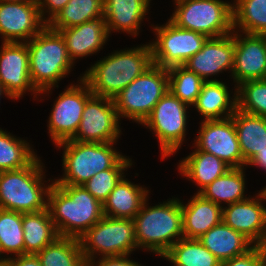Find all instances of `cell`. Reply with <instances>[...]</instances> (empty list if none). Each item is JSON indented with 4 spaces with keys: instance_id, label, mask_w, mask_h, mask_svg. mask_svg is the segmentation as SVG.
I'll return each instance as SVG.
<instances>
[{
    "instance_id": "cell-46",
    "label": "cell",
    "mask_w": 266,
    "mask_h": 266,
    "mask_svg": "<svg viewBox=\"0 0 266 266\" xmlns=\"http://www.w3.org/2000/svg\"><path fill=\"white\" fill-rule=\"evenodd\" d=\"M2 95H5L6 97L10 98V97L8 96V94L5 92V90H4L3 86H2V84L0 83V98H1Z\"/></svg>"
},
{
    "instance_id": "cell-24",
    "label": "cell",
    "mask_w": 266,
    "mask_h": 266,
    "mask_svg": "<svg viewBox=\"0 0 266 266\" xmlns=\"http://www.w3.org/2000/svg\"><path fill=\"white\" fill-rule=\"evenodd\" d=\"M149 190L122 178L103 203V214L111 218L134 219L147 199Z\"/></svg>"
},
{
    "instance_id": "cell-9",
    "label": "cell",
    "mask_w": 266,
    "mask_h": 266,
    "mask_svg": "<svg viewBox=\"0 0 266 266\" xmlns=\"http://www.w3.org/2000/svg\"><path fill=\"white\" fill-rule=\"evenodd\" d=\"M81 250L88 263L98 254L100 257L131 255L136 250L133 219L103 216L84 235L79 238Z\"/></svg>"
},
{
    "instance_id": "cell-32",
    "label": "cell",
    "mask_w": 266,
    "mask_h": 266,
    "mask_svg": "<svg viewBox=\"0 0 266 266\" xmlns=\"http://www.w3.org/2000/svg\"><path fill=\"white\" fill-rule=\"evenodd\" d=\"M103 15V0H69L47 25L51 29L71 28Z\"/></svg>"
},
{
    "instance_id": "cell-29",
    "label": "cell",
    "mask_w": 266,
    "mask_h": 266,
    "mask_svg": "<svg viewBox=\"0 0 266 266\" xmlns=\"http://www.w3.org/2000/svg\"><path fill=\"white\" fill-rule=\"evenodd\" d=\"M244 167L230 168L224 175L215 179L199 194L221 206L222 201L227 205L248 199L245 192Z\"/></svg>"
},
{
    "instance_id": "cell-33",
    "label": "cell",
    "mask_w": 266,
    "mask_h": 266,
    "mask_svg": "<svg viewBox=\"0 0 266 266\" xmlns=\"http://www.w3.org/2000/svg\"><path fill=\"white\" fill-rule=\"evenodd\" d=\"M36 157L26 140L0 128V172L25 168Z\"/></svg>"
},
{
    "instance_id": "cell-26",
    "label": "cell",
    "mask_w": 266,
    "mask_h": 266,
    "mask_svg": "<svg viewBox=\"0 0 266 266\" xmlns=\"http://www.w3.org/2000/svg\"><path fill=\"white\" fill-rule=\"evenodd\" d=\"M230 168L213 154L197 149L178 164L180 175L182 174L199 186L198 193L215 179L224 175Z\"/></svg>"
},
{
    "instance_id": "cell-1",
    "label": "cell",
    "mask_w": 266,
    "mask_h": 266,
    "mask_svg": "<svg viewBox=\"0 0 266 266\" xmlns=\"http://www.w3.org/2000/svg\"><path fill=\"white\" fill-rule=\"evenodd\" d=\"M47 208L58 235L76 239L104 216L103 204L83 185H58L53 181Z\"/></svg>"
},
{
    "instance_id": "cell-34",
    "label": "cell",
    "mask_w": 266,
    "mask_h": 266,
    "mask_svg": "<svg viewBox=\"0 0 266 266\" xmlns=\"http://www.w3.org/2000/svg\"><path fill=\"white\" fill-rule=\"evenodd\" d=\"M185 266H220L217 259L198 239L181 238L167 252Z\"/></svg>"
},
{
    "instance_id": "cell-21",
    "label": "cell",
    "mask_w": 266,
    "mask_h": 266,
    "mask_svg": "<svg viewBox=\"0 0 266 266\" xmlns=\"http://www.w3.org/2000/svg\"><path fill=\"white\" fill-rule=\"evenodd\" d=\"M184 238L199 239L222 222V209L211 200L196 193L187 204L180 201Z\"/></svg>"
},
{
    "instance_id": "cell-11",
    "label": "cell",
    "mask_w": 266,
    "mask_h": 266,
    "mask_svg": "<svg viewBox=\"0 0 266 266\" xmlns=\"http://www.w3.org/2000/svg\"><path fill=\"white\" fill-rule=\"evenodd\" d=\"M152 29L156 32V40L150 43L153 64L166 69L184 65L208 39L202 33L177 27L169 19Z\"/></svg>"
},
{
    "instance_id": "cell-36",
    "label": "cell",
    "mask_w": 266,
    "mask_h": 266,
    "mask_svg": "<svg viewBox=\"0 0 266 266\" xmlns=\"http://www.w3.org/2000/svg\"><path fill=\"white\" fill-rule=\"evenodd\" d=\"M0 251L11 256L24 254L22 213L0 209Z\"/></svg>"
},
{
    "instance_id": "cell-39",
    "label": "cell",
    "mask_w": 266,
    "mask_h": 266,
    "mask_svg": "<svg viewBox=\"0 0 266 266\" xmlns=\"http://www.w3.org/2000/svg\"><path fill=\"white\" fill-rule=\"evenodd\" d=\"M266 262V246L254 245L245 254L221 262L220 266H263Z\"/></svg>"
},
{
    "instance_id": "cell-43",
    "label": "cell",
    "mask_w": 266,
    "mask_h": 266,
    "mask_svg": "<svg viewBox=\"0 0 266 266\" xmlns=\"http://www.w3.org/2000/svg\"><path fill=\"white\" fill-rule=\"evenodd\" d=\"M256 166L261 167L266 170V150L258 152L247 164L246 166Z\"/></svg>"
},
{
    "instance_id": "cell-10",
    "label": "cell",
    "mask_w": 266,
    "mask_h": 266,
    "mask_svg": "<svg viewBox=\"0 0 266 266\" xmlns=\"http://www.w3.org/2000/svg\"><path fill=\"white\" fill-rule=\"evenodd\" d=\"M188 108L187 104L168 91L141 124L156 135L162 159L177 153L182 142H185Z\"/></svg>"
},
{
    "instance_id": "cell-3",
    "label": "cell",
    "mask_w": 266,
    "mask_h": 266,
    "mask_svg": "<svg viewBox=\"0 0 266 266\" xmlns=\"http://www.w3.org/2000/svg\"><path fill=\"white\" fill-rule=\"evenodd\" d=\"M147 200L133 219L137 247L161 256L184 237L180 199L155 206H148Z\"/></svg>"
},
{
    "instance_id": "cell-13",
    "label": "cell",
    "mask_w": 266,
    "mask_h": 266,
    "mask_svg": "<svg viewBox=\"0 0 266 266\" xmlns=\"http://www.w3.org/2000/svg\"><path fill=\"white\" fill-rule=\"evenodd\" d=\"M113 99L93 95L82 113L81 123L70 139L77 142H117L121 130Z\"/></svg>"
},
{
    "instance_id": "cell-6",
    "label": "cell",
    "mask_w": 266,
    "mask_h": 266,
    "mask_svg": "<svg viewBox=\"0 0 266 266\" xmlns=\"http://www.w3.org/2000/svg\"><path fill=\"white\" fill-rule=\"evenodd\" d=\"M116 142H77L66 140L56 144L63 148V177L53 180L58 185H83L94 174L111 169L123 154L114 148Z\"/></svg>"
},
{
    "instance_id": "cell-30",
    "label": "cell",
    "mask_w": 266,
    "mask_h": 266,
    "mask_svg": "<svg viewBox=\"0 0 266 266\" xmlns=\"http://www.w3.org/2000/svg\"><path fill=\"white\" fill-rule=\"evenodd\" d=\"M42 266H87L79 239L58 236L37 253Z\"/></svg>"
},
{
    "instance_id": "cell-4",
    "label": "cell",
    "mask_w": 266,
    "mask_h": 266,
    "mask_svg": "<svg viewBox=\"0 0 266 266\" xmlns=\"http://www.w3.org/2000/svg\"><path fill=\"white\" fill-rule=\"evenodd\" d=\"M29 52V74L31 83L39 92L51 94L53 87L68 76L74 67L66 43L59 31L46 25L30 41H27Z\"/></svg>"
},
{
    "instance_id": "cell-40",
    "label": "cell",
    "mask_w": 266,
    "mask_h": 266,
    "mask_svg": "<svg viewBox=\"0 0 266 266\" xmlns=\"http://www.w3.org/2000/svg\"><path fill=\"white\" fill-rule=\"evenodd\" d=\"M69 2V0H38L37 5L40 10L42 19L50 22ZM48 13V17H45Z\"/></svg>"
},
{
    "instance_id": "cell-25",
    "label": "cell",
    "mask_w": 266,
    "mask_h": 266,
    "mask_svg": "<svg viewBox=\"0 0 266 266\" xmlns=\"http://www.w3.org/2000/svg\"><path fill=\"white\" fill-rule=\"evenodd\" d=\"M221 262L245 254L254 244L221 222L198 239Z\"/></svg>"
},
{
    "instance_id": "cell-42",
    "label": "cell",
    "mask_w": 266,
    "mask_h": 266,
    "mask_svg": "<svg viewBox=\"0 0 266 266\" xmlns=\"http://www.w3.org/2000/svg\"><path fill=\"white\" fill-rule=\"evenodd\" d=\"M4 266H42L37 254H22L14 258L7 256Z\"/></svg>"
},
{
    "instance_id": "cell-5",
    "label": "cell",
    "mask_w": 266,
    "mask_h": 266,
    "mask_svg": "<svg viewBox=\"0 0 266 266\" xmlns=\"http://www.w3.org/2000/svg\"><path fill=\"white\" fill-rule=\"evenodd\" d=\"M43 165L36 157L25 168L0 172V209L20 213L47 209L52 183L45 186Z\"/></svg>"
},
{
    "instance_id": "cell-20",
    "label": "cell",
    "mask_w": 266,
    "mask_h": 266,
    "mask_svg": "<svg viewBox=\"0 0 266 266\" xmlns=\"http://www.w3.org/2000/svg\"><path fill=\"white\" fill-rule=\"evenodd\" d=\"M53 30L59 31L63 36L73 63L76 59L100 51L110 36L104 15L71 28Z\"/></svg>"
},
{
    "instance_id": "cell-14",
    "label": "cell",
    "mask_w": 266,
    "mask_h": 266,
    "mask_svg": "<svg viewBox=\"0 0 266 266\" xmlns=\"http://www.w3.org/2000/svg\"><path fill=\"white\" fill-rule=\"evenodd\" d=\"M194 146L213 154L231 168L246 167L233 119L202 120Z\"/></svg>"
},
{
    "instance_id": "cell-22",
    "label": "cell",
    "mask_w": 266,
    "mask_h": 266,
    "mask_svg": "<svg viewBox=\"0 0 266 266\" xmlns=\"http://www.w3.org/2000/svg\"><path fill=\"white\" fill-rule=\"evenodd\" d=\"M104 17L108 34L111 31L127 32L134 37L148 14L151 0H103Z\"/></svg>"
},
{
    "instance_id": "cell-45",
    "label": "cell",
    "mask_w": 266,
    "mask_h": 266,
    "mask_svg": "<svg viewBox=\"0 0 266 266\" xmlns=\"http://www.w3.org/2000/svg\"><path fill=\"white\" fill-rule=\"evenodd\" d=\"M38 0H0V2H28L37 4Z\"/></svg>"
},
{
    "instance_id": "cell-7",
    "label": "cell",
    "mask_w": 266,
    "mask_h": 266,
    "mask_svg": "<svg viewBox=\"0 0 266 266\" xmlns=\"http://www.w3.org/2000/svg\"><path fill=\"white\" fill-rule=\"evenodd\" d=\"M168 91V70L153 64L113 98L119 119L142 124Z\"/></svg>"
},
{
    "instance_id": "cell-35",
    "label": "cell",
    "mask_w": 266,
    "mask_h": 266,
    "mask_svg": "<svg viewBox=\"0 0 266 266\" xmlns=\"http://www.w3.org/2000/svg\"><path fill=\"white\" fill-rule=\"evenodd\" d=\"M167 70L169 91L189 107L193 106L205 81L183 65L174 66Z\"/></svg>"
},
{
    "instance_id": "cell-19",
    "label": "cell",
    "mask_w": 266,
    "mask_h": 266,
    "mask_svg": "<svg viewBox=\"0 0 266 266\" xmlns=\"http://www.w3.org/2000/svg\"><path fill=\"white\" fill-rule=\"evenodd\" d=\"M235 58L234 30L231 34L208 38L202 49L189 58L183 65L189 71L196 73L204 81H218L208 79L223 71L232 73Z\"/></svg>"
},
{
    "instance_id": "cell-41",
    "label": "cell",
    "mask_w": 266,
    "mask_h": 266,
    "mask_svg": "<svg viewBox=\"0 0 266 266\" xmlns=\"http://www.w3.org/2000/svg\"><path fill=\"white\" fill-rule=\"evenodd\" d=\"M128 258L129 255L104 256L99 261L90 260L87 266H143Z\"/></svg>"
},
{
    "instance_id": "cell-12",
    "label": "cell",
    "mask_w": 266,
    "mask_h": 266,
    "mask_svg": "<svg viewBox=\"0 0 266 266\" xmlns=\"http://www.w3.org/2000/svg\"><path fill=\"white\" fill-rule=\"evenodd\" d=\"M79 81L76 85L69 84L54 101L48 120V133L55 145L75 135L86 102L93 96L87 83L82 78Z\"/></svg>"
},
{
    "instance_id": "cell-44",
    "label": "cell",
    "mask_w": 266,
    "mask_h": 266,
    "mask_svg": "<svg viewBox=\"0 0 266 266\" xmlns=\"http://www.w3.org/2000/svg\"><path fill=\"white\" fill-rule=\"evenodd\" d=\"M161 257L165 258V260L167 259L169 262H172L174 266H185L180 263H177L168 253L161 255Z\"/></svg>"
},
{
    "instance_id": "cell-2",
    "label": "cell",
    "mask_w": 266,
    "mask_h": 266,
    "mask_svg": "<svg viewBox=\"0 0 266 266\" xmlns=\"http://www.w3.org/2000/svg\"><path fill=\"white\" fill-rule=\"evenodd\" d=\"M153 65L150 43L115 51L91 65L83 76L95 96L113 99Z\"/></svg>"
},
{
    "instance_id": "cell-37",
    "label": "cell",
    "mask_w": 266,
    "mask_h": 266,
    "mask_svg": "<svg viewBox=\"0 0 266 266\" xmlns=\"http://www.w3.org/2000/svg\"><path fill=\"white\" fill-rule=\"evenodd\" d=\"M132 166V161L123 156L111 169L94 174L83 184L101 204H103L118 182L125 177L124 171Z\"/></svg>"
},
{
    "instance_id": "cell-15",
    "label": "cell",
    "mask_w": 266,
    "mask_h": 266,
    "mask_svg": "<svg viewBox=\"0 0 266 266\" xmlns=\"http://www.w3.org/2000/svg\"><path fill=\"white\" fill-rule=\"evenodd\" d=\"M254 197L223 207L222 222L242 233L254 245L266 246V189Z\"/></svg>"
},
{
    "instance_id": "cell-38",
    "label": "cell",
    "mask_w": 266,
    "mask_h": 266,
    "mask_svg": "<svg viewBox=\"0 0 266 266\" xmlns=\"http://www.w3.org/2000/svg\"><path fill=\"white\" fill-rule=\"evenodd\" d=\"M237 109L266 117V79L246 81L237 86Z\"/></svg>"
},
{
    "instance_id": "cell-31",
    "label": "cell",
    "mask_w": 266,
    "mask_h": 266,
    "mask_svg": "<svg viewBox=\"0 0 266 266\" xmlns=\"http://www.w3.org/2000/svg\"><path fill=\"white\" fill-rule=\"evenodd\" d=\"M232 11L233 30L266 35V0H234Z\"/></svg>"
},
{
    "instance_id": "cell-18",
    "label": "cell",
    "mask_w": 266,
    "mask_h": 266,
    "mask_svg": "<svg viewBox=\"0 0 266 266\" xmlns=\"http://www.w3.org/2000/svg\"><path fill=\"white\" fill-rule=\"evenodd\" d=\"M239 34L234 30L235 58L230 76L235 89L246 81L266 79V35Z\"/></svg>"
},
{
    "instance_id": "cell-16",
    "label": "cell",
    "mask_w": 266,
    "mask_h": 266,
    "mask_svg": "<svg viewBox=\"0 0 266 266\" xmlns=\"http://www.w3.org/2000/svg\"><path fill=\"white\" fill-rule=\"evenodd\" d=\"M2 48V49H1ZM0 83L10 99L23 97L26 91L39 95L31 83L27 43L3 42L0 47Z\"/></svg>"
},
{
    "instance_id": "cell-23",
    "label": "cell",
    "mask_w": 266,
    "mask_h": 266,
    "mask_svg": "<svg viewBox=\"0 0 266 266\" xmlns=\"http://www.w3.org/2000/svg\"><path fill=\"white\" fill-rule=\"evenodd\" d=\"M233 97L224 82L205 81L193 106L204 117V121L226 119L237 110V89Z\"/></svg>"
},
{
    "instance_id": "cell-28",
    "label": "cell",
    "mask_w": 266,
    "mask_h": 266,
    "mask_svg": "<svg viewBox=\"0 0 266 266\" xmlns=\"http://www.w3.org/2000/svg\"><path fill=\"white\" fill-rule=\"evenodd\" d=\"M24 254H37L59 235L47 209L22 213Z\"/></svg>"
},
{
    "instance_id": "cell-17",
    "label": "cell",
    "mask_w": 266,
    "mask_h": 266,
    "mask_svg": "<svg viewBox=\"0 0 266 266\" xmlns=\"http://www.w3.org/2000/svg\"><path fill=\"white\" fill-rule=\"evenodd\" d=\"M46 25L37 4L0 2V35L3 42L26 43Z\"/></svg>"
},
{
    "instance_id": "cell-47",
    "label": "cell",
    "mask_w": 266,
    "mask_h": 266,
    "mask_svg": "<svg viewBox=\"0 0 266 266\" xmlns=\"http://www.w3.org/2000/svg\"><path fill=\"white\" fill-rule=\"evenodd\" d=\"M1 251H0V264H4V262H5V260L7 259L6 258V256H3V257H5V258H3L2 256H1Z\"/></svg>"
},
{
    "instance_id": "cell-8",
    "label": "cell",
    "mask_w": 266,
    "mask_h": 266,
    "mask_svg": "<svg viewBox=\"0 0 266 266\" xmlns=\"http://www.w3.org/2000/svg\"><path fill=\"white\" fill-rule=\"evenodd\" d=\"M169 19L177 27L196 31L208 38L233 32L232 4L222 0H178Z\"/></svg>"
},
{
    "instance_id": "cell-27",
    "label": "cell",
    "mask_w": 266,
    "mask_h": 266,
    "mask_svg": "<svg viewBox=\"0 0 266 266\" xmlns=\"http://www.w3.org/2000/svg\"><path fill=\"white\" fill-rule=\"evenodd\" d=\"M240 150L247 164L258 152L266 150V117L237 109L231 116Z\"/></svg>"
}]
</instances>
